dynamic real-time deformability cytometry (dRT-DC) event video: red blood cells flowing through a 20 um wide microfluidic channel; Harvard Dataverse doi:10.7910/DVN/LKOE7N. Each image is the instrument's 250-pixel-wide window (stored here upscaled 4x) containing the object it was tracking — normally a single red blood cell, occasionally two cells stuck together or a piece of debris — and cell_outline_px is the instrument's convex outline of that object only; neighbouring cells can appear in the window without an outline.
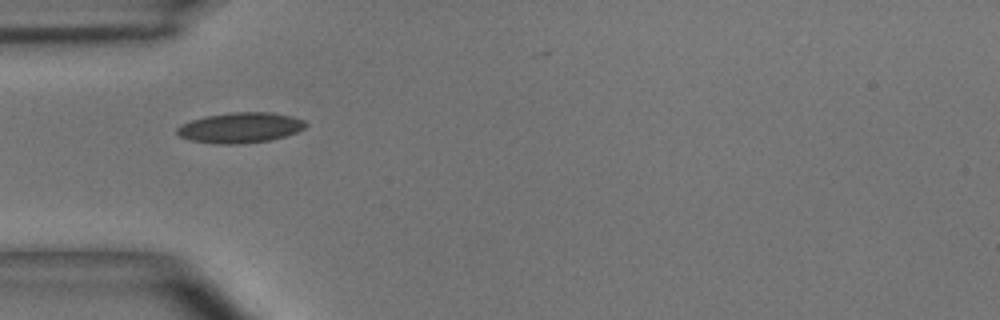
{"species": "common noctule bat (a hibernating species)", "species_latin": "Nyctalus noctula", "temperature_condition": "room temperature", "stored_images_in_passage": 3, "camera_frame_rate_fps": 3000, "um_per_image_px": 0.085, "animal": {"sex": "male", "body_mass_g": 15.6}, "frame": {"image": 1, "passage_image": 1, "time_ms": 0.0, "image_size_px": [1000, 320], "cell_outline_px": [[308, 124], [304, 128], [296, 132], [272, 140], [236, 144], [216, 144], [188, 140], [180, 136], [176, 132], [176, 128], [180, 124], [204, 116], [232, 112], [272, 112], [292, 116], [304, 120]], "centroid_in_image_um": [20.4, 10.85], "position_along_channel_um": 64.6, "area_um2": 22.95}}
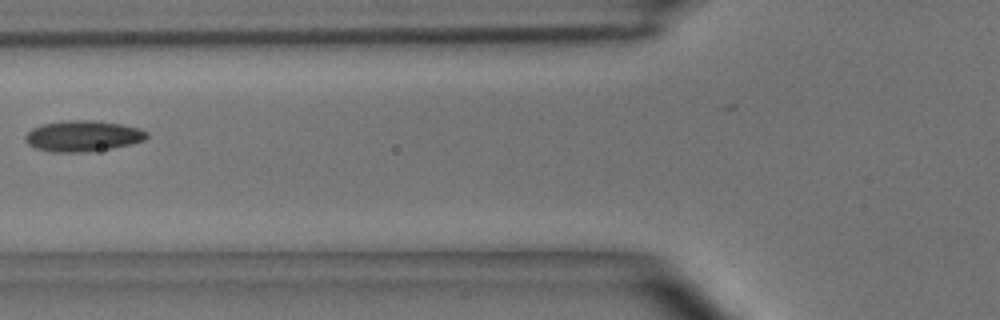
{"frame": {"image": 2, "passage_image": 2, "time_ms": 0.333, "image_size_px": [1000, 320], "cell_outline_px": [[148, 136], [144, 140], [112, 148], [88, 152], [52, 152], [36, 148], [28, 144], [24, 140], [24, 136], [32, 128], [40, 124], [68, 120], [92, 120], [120, 124], [140, 128], [148, 132]], "centroid_in_image_um": [7.01, 11.56], "position_along_channel_um": 118.8, "area_um2": 21.91}}